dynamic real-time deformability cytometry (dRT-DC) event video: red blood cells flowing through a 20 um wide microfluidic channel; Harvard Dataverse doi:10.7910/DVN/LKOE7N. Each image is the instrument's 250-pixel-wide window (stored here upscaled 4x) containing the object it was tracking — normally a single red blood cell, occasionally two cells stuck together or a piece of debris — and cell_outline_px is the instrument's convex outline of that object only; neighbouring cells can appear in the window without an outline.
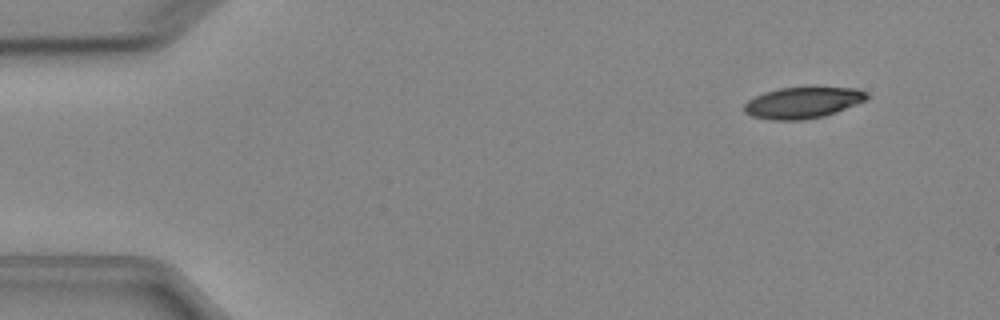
{"species": "Egyptian fruit bat (a non-hibernating species)", "species_latin": "Rousettus aegyptiacus", "temperature_condition": "cold", "stored_images_in_passage": 5, "camera_frame_rate_fps": 3000, "um_per_image_px": 0.085, "animal": {"sex": "female"}, "frame": {"image": 1, "passage_image": 1, "time_ms": 0.0, "image_size_px": [1000, 320], "cell_outline_px": [[872, 96], [868, 100], [836, 112], [824, 116], [804, 120], [772, 120], [752, 116], [744, 112], [744, 104], [748, 100], [764, 92], [780, 88], [816, 84], [860, 88], [868, 92]], "centroid_in_image_um": [68.35, 8.66], "position_along_channel_um": 16.6, "area_um2": 23.58}}
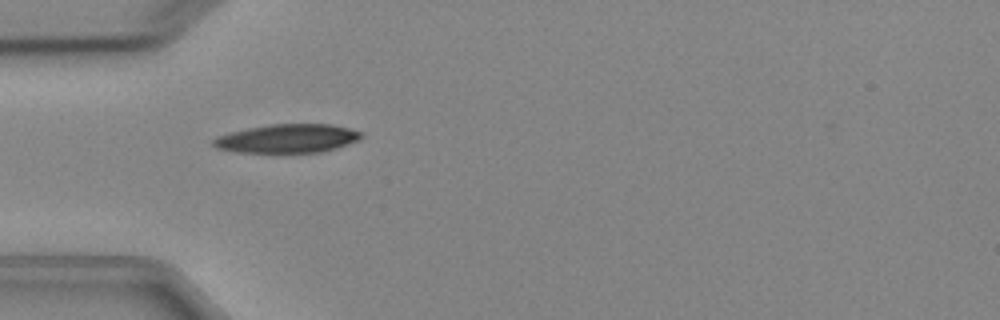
{"frame": {"image": 2, "passage_image": 4, "time_ms": 3.667, "image_size_px": [1000, 320], "cell_outline_px": [[364, 136], [360, 140], [336, 148], [320, 152], [236, 152], [216, 148], [212, 144], [212, 140], [216, 136], [248, 128], [272, 124], [332, 124], [348, 128], [360, 132]], "centroid_in_image_um": [24.43, 11.77], "position_along_channel_um": 60.6, "area_um2": 24.62}}